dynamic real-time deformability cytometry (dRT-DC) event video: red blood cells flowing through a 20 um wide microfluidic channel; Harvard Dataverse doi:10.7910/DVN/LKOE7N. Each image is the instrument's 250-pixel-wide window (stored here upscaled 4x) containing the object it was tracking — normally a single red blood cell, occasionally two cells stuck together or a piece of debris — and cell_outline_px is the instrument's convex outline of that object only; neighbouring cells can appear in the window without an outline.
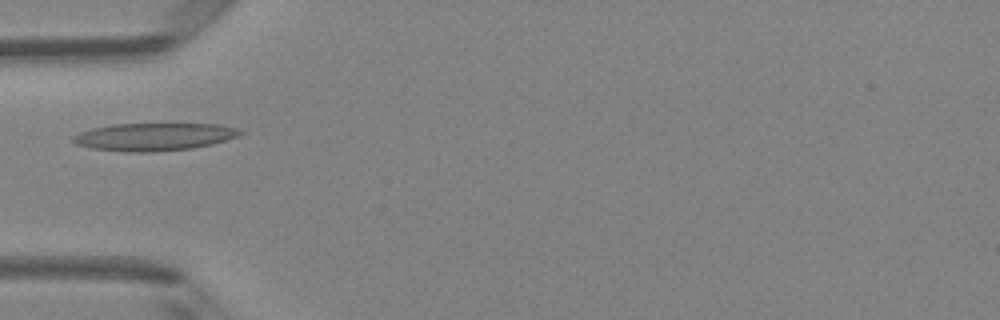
{"species": "Egyptian fruit bat (a non-hibernating species)", "species_latin": "Rousettus aegyptiacus", "temperature_condition": "room temperature", "stored_images_in_passage": 4, "camera_frame_rate_fps": 3000, "um_per_image_px": 0.085, "animal": {"sex": "female"}, "frame": {"image": 1, "passage_image": 4, "time_ms": 1.0, "image_size_px": [1000, 320], "cell_outline_px": [[244, 132], [236, 136], [212, 144], [192, 148], [152, 152], [128, 152], [92, 148], [76, 144], [72, 140], [72, 136], [80, 132], [92, 128], [112, 124], [220, 124], [236, 128]], "centroid_in_image_um": [13.06, 11.62], "position_along_channel_um": 71.9, "area_um2": 26.76}}